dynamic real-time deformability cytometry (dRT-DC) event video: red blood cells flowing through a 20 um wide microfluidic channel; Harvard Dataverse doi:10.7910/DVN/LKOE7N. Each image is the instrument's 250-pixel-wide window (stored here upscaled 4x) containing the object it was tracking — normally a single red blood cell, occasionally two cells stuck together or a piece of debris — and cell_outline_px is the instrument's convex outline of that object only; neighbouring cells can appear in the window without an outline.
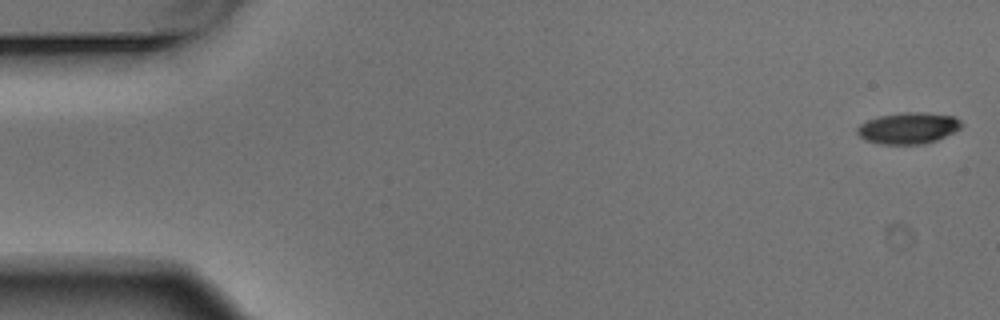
{"species": "Egyptian fruit bat (a non-hibernating species)", "species_latin": "Rousettus aegyptiacus", "temperature_condition": "warm", "stored_images_in_passage": 5, "camera_frame_rate_fps": 3000, "um_per_image_px": 0.085, "animal": {"sex": "male"}, "frame": {"image": 1, "passage_image": 1, "time_ms": 0.0, "image_size_px": [1000, 320], "cell_outline_px": [[964, 124], [960, 128], [936, 140], [924, 144], [880, 144], [864, 140], [856, 132], [856, 128], [860, 124], [868, 120], [880, 116], [904, 112], [928, 112], [956, 116]], "centroid_in_image_um": [77.21, 10.88], "position_along_channel_um": 7.8, "area_um2": 19.13}}
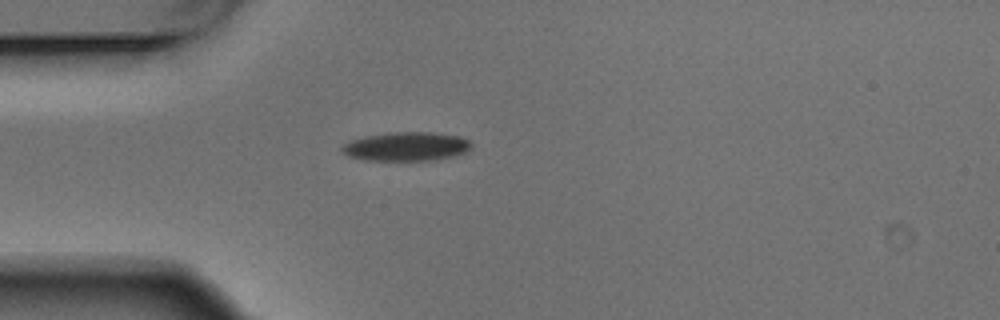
{"frame": {"image": 2, "passage_image": 5, "time_ms": 1.333, "image_size_px": [1000, 320], "cell_outline_px": [[472, 148], [468, 152], [456, 156], [432, 160], [364, 160], [348, 156], [340, 148], [344, 144], [352, 140], [368, 136], [388, 132], [432, 132], [460, 136], [468, 140], [472, 144]], "centroid_in_image_um": [34.6, 12.45], "position_along_channel_um": 50.4, "area_um2": 21.85}}